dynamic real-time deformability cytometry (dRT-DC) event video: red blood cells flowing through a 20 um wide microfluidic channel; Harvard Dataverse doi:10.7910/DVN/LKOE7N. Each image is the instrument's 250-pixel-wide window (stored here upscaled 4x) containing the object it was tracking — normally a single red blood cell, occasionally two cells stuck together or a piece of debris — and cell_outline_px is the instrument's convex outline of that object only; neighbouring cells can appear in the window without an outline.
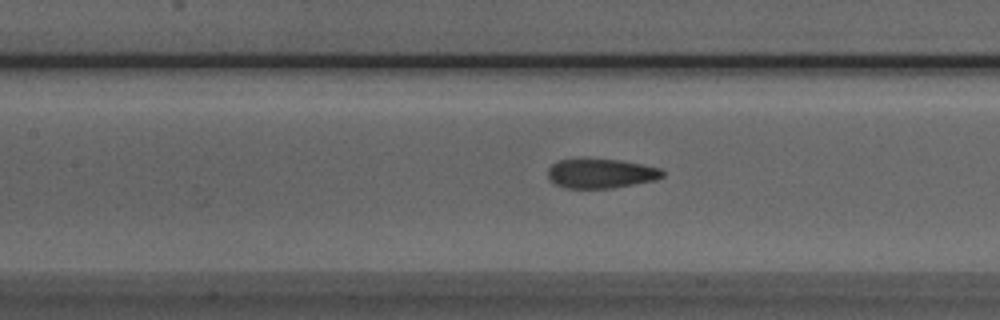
{"species": "Egyptian fruit bat (a non-hibernating species)", "species_latin": "Rousettus aegyptiacus", "temperature_condition": "room temperature", "stored_images_in_passage": 41, "camera_frame_rate_fps": 3000, "um_per_image_px": 0.085, "animal": {"sex": "male"}, "frame": {"image": 1, "passage_image": 22, "time_ms": 7.0, "image_size_px": [1000, 320], "cell_outline_px": [[664, 176], [656, 180], [612, 188], [564, 188], [556, 184], [548, 176], [548, 168], [552, 164], [560, 160], [620, 160], [660, 168], [664, 172]], "centroid_in_image_um": [51.1, 14.76], "position_along_channel_um": 156.3, "area_um2": 19.31}}
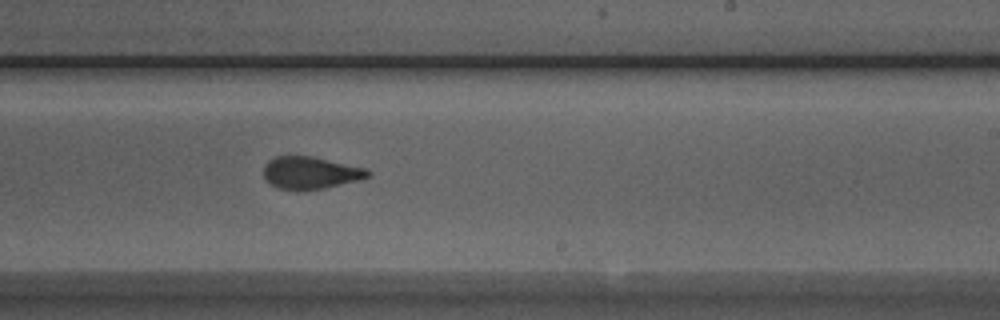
{"frame": {"image": 2, "passage_image": 30, "time_ms": 9.667, "image_size_px": [1000, 320], "cell_outline_px": [[372, 172], [368, 176], [360, 180], [324, 188], [304, 192], [296, 192], [276, 188], [268, 184], [264, 180], [264, 164], [268, 160], [276, 156], [312, 156], [368, 168]], "centroid_in_image_um": [26.35, 14.72], "position_along_channel_um": 262.6, "area_um2": 20.35}}
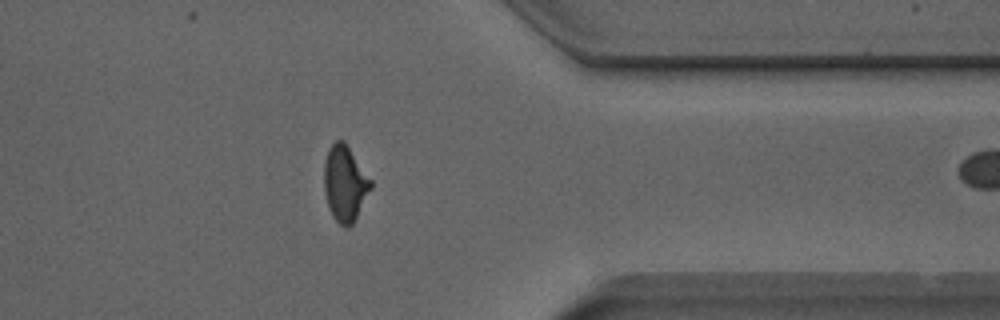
{"frame": {"image": 3, "passage_image": 40, "time_ms": 13.0, "image_size_px": [1000, 320], "cell_outline_px": [[372, 188], [352, 224], [348, 228], [340, 224], [332, 216], [324, 192], [324, 160], [328, 148], [336, 140], [344, 140], [372, 180]], "centroid_in_image_um": [29.31, 15.57], "position_along_channel_um": 382.1, "area_um2": 20.63}}